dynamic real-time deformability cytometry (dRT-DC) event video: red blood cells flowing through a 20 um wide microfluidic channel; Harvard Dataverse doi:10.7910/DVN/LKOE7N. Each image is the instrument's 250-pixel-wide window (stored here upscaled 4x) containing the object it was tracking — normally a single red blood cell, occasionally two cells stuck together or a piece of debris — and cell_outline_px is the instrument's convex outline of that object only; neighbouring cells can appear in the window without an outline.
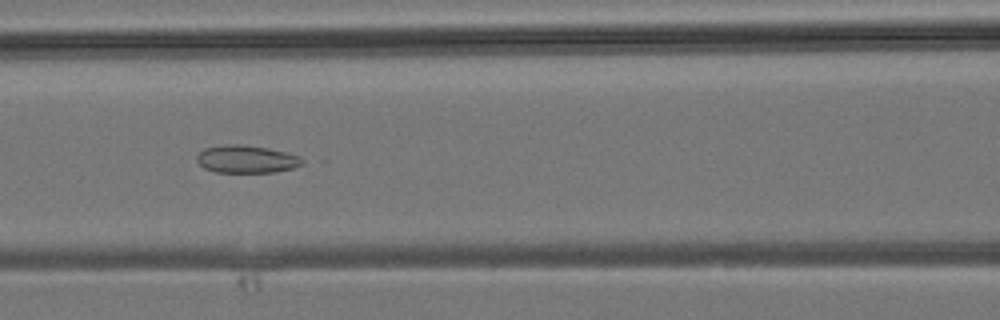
{"species": "common noctule bat (a hibernating species)", "species_latin": "Nyctalus noctula", "temperature_condition": "room temperature", "stored_images_in_passage": 41, "camera_frame_rate_fps": 3000, "um_per_image_px": 0.085, "animal": {"sex": "male", "body_mass_g": 19.2, "forearm_length_mm": 51.8}, "frame": {"image": 1, "passage_image": 16, "time_ms": 5.0, "image_size_px": [1000, 320], "cell_outline_px": [[308, 160], [304, 164], [292, 168], [276, 172], [216, 172], [204, 168], [196, 160], [196, 156], [204, 148], [228, 144], [240, 144], [268, 148], [300, 156]], "centroid_in_image_um": [20.99, 13.53], "position_along_channel_um": 145.6, "area_um2": 17.11}}
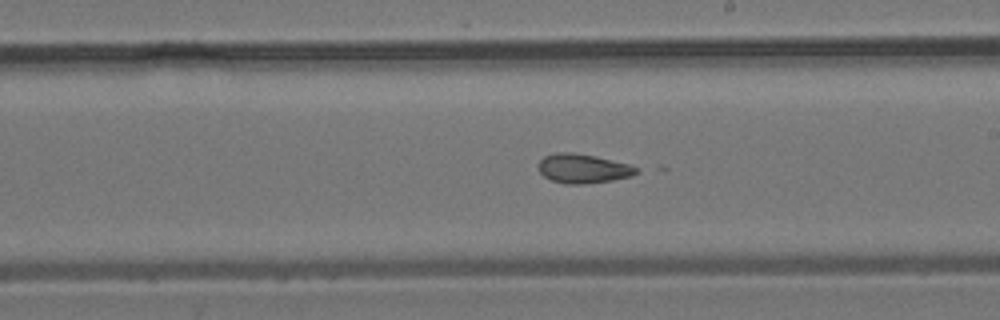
{"frame": {"image": 2, "passage_image": 22, "time_ms": 7.0, "image_size_px": [1000, 320], "cell_outline_px": [[640, 172], [632, 176], [612, 180], [584, 184], [564, 184], [552, 180], [544, 176], [536, 168], [536, 164], [544, 156], [556, 152], [572, 152], [596, 156], [628, 164], [640, 168]], "centroid_in_image_um": [49.54, 14.32], "position_along_channel_um": 239.5, "area_um2": 16.94}}
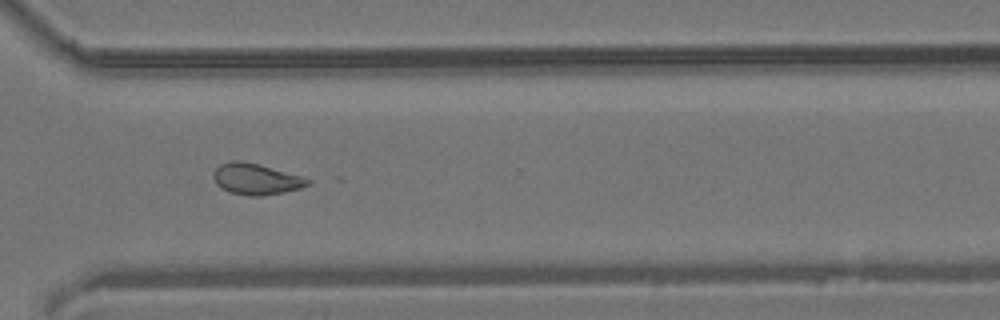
{"frame": {"image": 3, "passage_image": 29, "time_ms": 9.333, "image_size_px": [1000, 320], "cell_outline_px": [[312, 184], [300, 188], [284, 192], [260, 196], [248, 196], [232, 192], [220, 188], [216, 184], [212, 176], [216, 168], [220, 164], [232, 160], [236, 160], [260, 164], [304, 176], [312, 180]], "centroid_in_image_um": [21.8, 15.21], "position_along_channel_um": 348.8, "area_um2": 17.34}}